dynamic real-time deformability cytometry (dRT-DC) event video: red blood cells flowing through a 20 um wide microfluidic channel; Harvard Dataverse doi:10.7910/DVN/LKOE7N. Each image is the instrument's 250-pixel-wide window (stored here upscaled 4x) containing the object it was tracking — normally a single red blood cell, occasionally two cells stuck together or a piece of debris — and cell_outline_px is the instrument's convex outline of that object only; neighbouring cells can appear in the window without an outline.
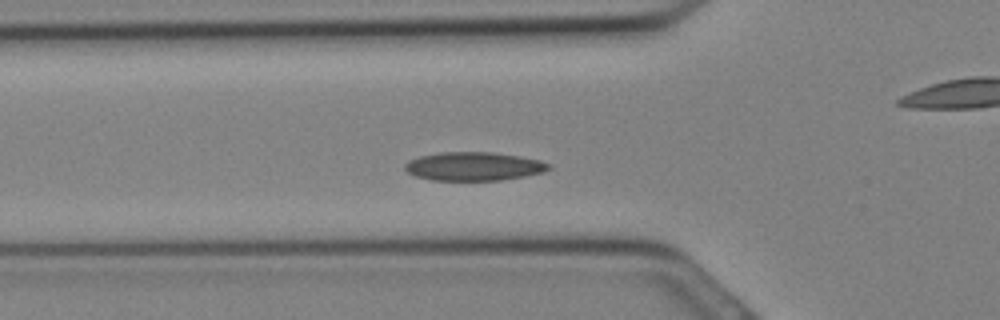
{"species": "Egyptian fruit bat (a non-hibernating species)", "species_latin": "Rousettus aegyptiacus", "temperature_condition": "cold", "stored_images_in_passage": 30, "camera_frame_rate_fps": 3000, "um_per_image_px": 0.085, "animal": {"sex": "female"}, "frame": {"image": 1, "passage_image": 9, "time_ms": 2.667, "image_size_px": [1000, 320], "cell_outline_px": [[552, 168], [544, 172], [524, 176], [500, 180], [432, 180], [416, 176], [408, 172], [404, 168], [404, 164], [408, 160], [420, 156], [440, 152], [492, 152], [520, 156], [540, 160], [548, 164]], "centroid_in_image_um": [40.26, 14.13], "position_along_channel_um": 85.5, "area_um2": 23.93}}
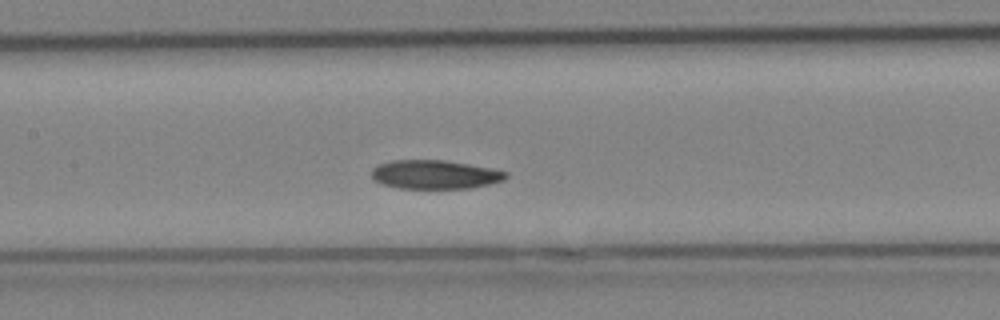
{"frame": {"image": 2, "passage_image": 13, "time_ms": 4.0, "image_size_px": [1000, 320], "cell_outline_px": [[508, 176], [504, 180], [488, 184], [468, 188], [400, 188], [384, 184], [376, 180], [372, 176], [372, 168], [380, 164], [392, 160], [444, 160], [468, 164], [508, 172]], "centroid_in_image_um": [36.97, 14.83], "position_along_channel_um": 170.4, "area_um2": 22.2}}